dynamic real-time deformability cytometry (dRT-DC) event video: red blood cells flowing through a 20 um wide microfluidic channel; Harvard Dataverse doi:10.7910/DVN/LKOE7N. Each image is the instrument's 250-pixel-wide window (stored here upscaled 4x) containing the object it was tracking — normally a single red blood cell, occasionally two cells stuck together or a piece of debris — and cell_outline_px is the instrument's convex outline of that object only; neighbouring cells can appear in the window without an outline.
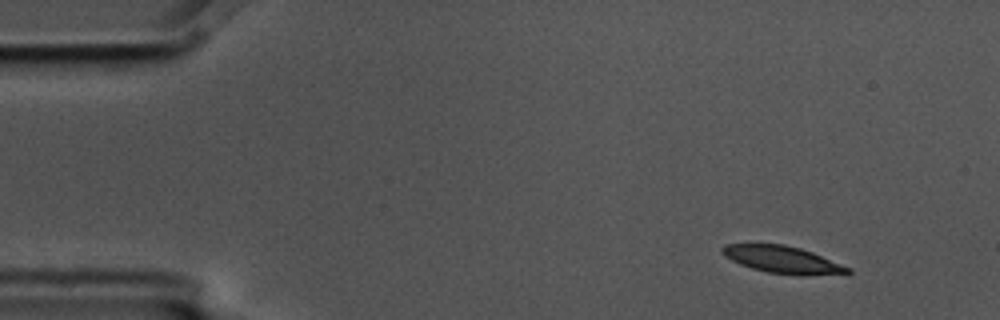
{"species": "common noctule bat (a hibernating species)", "species_latin": "Nyctalus noctula", "temperature_condition": "cold", "stored_images_in_passage": 3, "camera_frame_rate_fps": 3000, "um_per_image_px": 0.085, "animal": {"sex": "male", "body_mass_g": 17.5, "forearm_length_mm": 52.3}, "frame": {"image": 1, "passage_image": 1, "time_ms": 0.0, "image_size_px": [1000, 320], "cell_outline_px": [[852, 272], [768, 272], [752, 268], [740, 264], [724, 256], [720, 252], [720, 248], [724, 244], [784, 244], [800, 248], [812, 252], [852, 268]], "centroid_in_image_um": [66.35, 21.98], "position_along_channel_um": 18.6, "area_um2": 18.61}}